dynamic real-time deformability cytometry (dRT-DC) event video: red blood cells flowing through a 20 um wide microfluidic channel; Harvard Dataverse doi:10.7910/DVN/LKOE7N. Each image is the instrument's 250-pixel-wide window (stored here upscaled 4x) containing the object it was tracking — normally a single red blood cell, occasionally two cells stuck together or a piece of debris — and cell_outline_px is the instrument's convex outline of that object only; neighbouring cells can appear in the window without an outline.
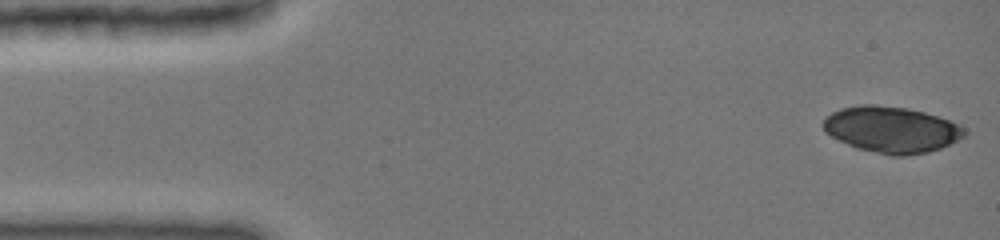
{"species": "common noctule bat (a hibernating species)", "species_latin": "Nyctalus noctula", "temperature_condition": "cold", "stored_images_in_passage": 6, "camera_frame_rate_fps": 3000, "um_per_image_px": 0.085, "animal": {"sex": "female", "body_mass_g": 19.0, "forearm_length_mm": 51.5}, "frame": {"image": 1, "passage_image": 1, "time_ms": 0.0, "image_size_px": [1000, 240], "cell_outline_px": [[968, 132], [964, 136], [940, 148], [928, 152], [904, 156], [892, 156], [856, 148], [824, 132], [824, 120], [832, 112], [840, 108], [860, 104], [876, 104], [908, 108], [924, 112], [948, 120], [964, 128]], "centroid_in_image_um": [75.76, 11.01], "position_along_channel_um": 9.2, "area_um2": 37.8}}